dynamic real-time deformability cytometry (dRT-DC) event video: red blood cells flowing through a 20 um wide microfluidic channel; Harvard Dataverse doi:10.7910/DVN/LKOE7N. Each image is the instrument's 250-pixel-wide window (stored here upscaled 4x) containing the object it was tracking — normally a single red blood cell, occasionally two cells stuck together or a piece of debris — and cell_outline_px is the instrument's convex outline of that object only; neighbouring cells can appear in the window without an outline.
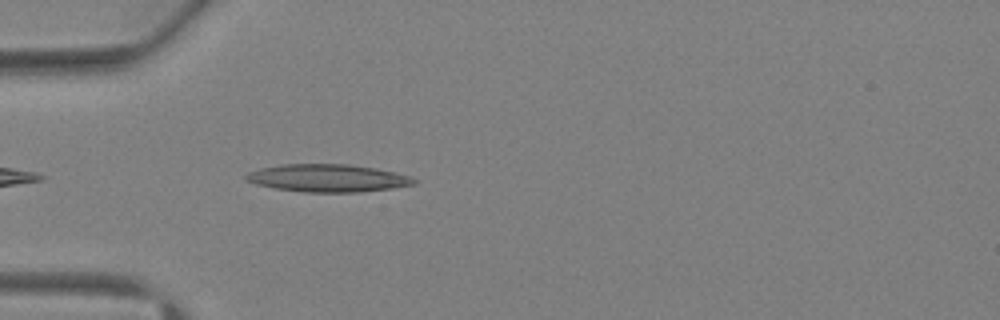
{"species": "Egyptian fruit bat (a non-hibernating species)", "species_latin": "Rousettus aegyptiacus", "temperature_condition": "warm", "stored_images_in_passage": 4, "camera_frame_rate_fps": 3000, "um_per_image_px": 0.085, "animal": {"sex": "female"}, "frame": {"image": 1, "passage_image": 4, "time_ms": 3.667, "image_size_px": [1000, 320], "cell_outline_px": [[420, 180], [416, 184], [392, 188], [360, 192], [304, 192], [276, 188], [256, 184], [244, 180], [244, 176], [248, 172], [260, 168], [280, 164], [348, 164], [376, 168], [396, 172]], "centroid_in_image_um": [27.87, 15.13], "position_along_channel_um": 57.1, "area_um2": 27.22}}